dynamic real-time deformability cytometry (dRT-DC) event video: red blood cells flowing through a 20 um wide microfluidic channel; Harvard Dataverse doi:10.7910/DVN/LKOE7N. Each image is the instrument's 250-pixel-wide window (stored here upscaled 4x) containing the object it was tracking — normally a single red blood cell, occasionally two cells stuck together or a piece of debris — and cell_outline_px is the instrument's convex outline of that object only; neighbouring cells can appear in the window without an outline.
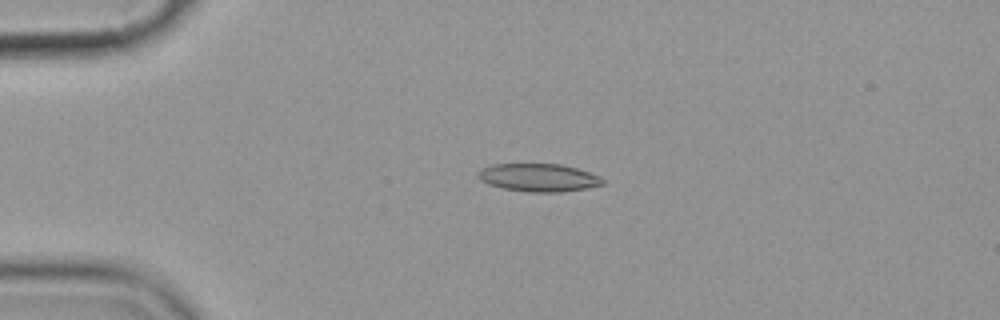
{"species": "common noctule bat (a hibernating species)", "species_latin": "Nyctalus noctula", "temperature_condition": "cold", "stored_images_in_passage": 5, "camera_frame_rate_fps": 3000, "um_per_image_px": 0.085, "animal": {"sex": "female", "body_mass_g": 19.9}, "frame": {"image": 1, "passage_image": 4, "time_ms": 4.333, "image_size_px": [1000, 320], "cell_outline_px": [[604, 184], [584, 188], [560, 192], [528, 192], [504, 188], [488, 184], [480, 180], [480, 172], [484, 168], [492, 164], [560, 164], [576, 168], [600, 176], [604, 180]], "centroid_in_image_um": [45.81, 15.09], "position_along_channel_um": 39.2, "area_um2": 19.94}}